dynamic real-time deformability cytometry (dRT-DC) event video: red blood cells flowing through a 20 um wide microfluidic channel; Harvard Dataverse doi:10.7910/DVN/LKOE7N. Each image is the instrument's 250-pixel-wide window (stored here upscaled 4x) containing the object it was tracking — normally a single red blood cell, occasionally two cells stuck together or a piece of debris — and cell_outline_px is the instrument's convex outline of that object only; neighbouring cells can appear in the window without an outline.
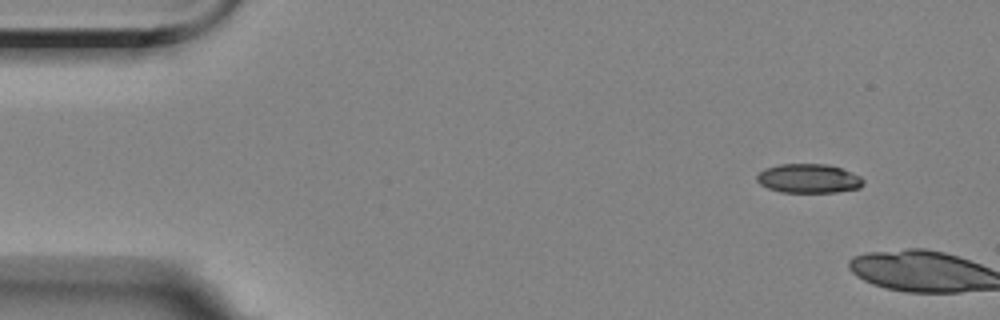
{"species": "Egyptian fruit bat (a non-hibernating species)", "species_latin": "Rousettus aegyptiacus", "temperature_condition": "room temperature", "stored_images_in_passage": 2, "camera_frame_rate_fps": 3000, "um_per_image_px": 0.085, "animal": {"sex": "female"}, "frame": {"image": 1, "passage_image": 1, "time_ms": 0.0, "image_size_px": [1000, 320], "cell_outline_px": [[864, 184], [860, 188], [836, 192], [780, 192], [768, 188], [760, 184], [756, 180], [756, 176], [764, 168], [780, 164], [828, 164], [840, 168], [860, 176], [864, 180]], "centroid_in_image_um": [68.72, 15.17], "position_along_channel_um": 16.3, "area_um2": 18.09}}